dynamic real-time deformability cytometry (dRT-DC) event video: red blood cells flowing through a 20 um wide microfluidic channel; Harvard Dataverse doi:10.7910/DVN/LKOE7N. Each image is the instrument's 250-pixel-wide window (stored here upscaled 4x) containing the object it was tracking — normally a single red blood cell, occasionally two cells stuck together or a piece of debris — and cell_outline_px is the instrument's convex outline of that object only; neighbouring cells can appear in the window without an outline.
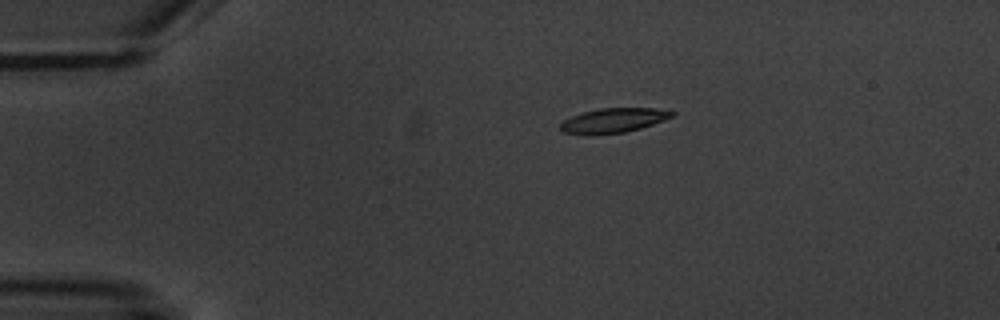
{"species": "common noctule bat (a hibernating species)", "species_latin": "Nyctalus noctula", "temperature_condition": "warm", "stored_images_in_passage": 7, "camera_frame_rate_fps": 3000, "um_per_image_px": 0.085, "animal": {"sex": "male", "body_mass_g": 20.1, "forearm_length_mm": 53.5}, "frame": {"image": 1, "passage_image": 4, "time_ms": 3.667, "image_size_px": [1000, 320], "cell_outline_px": [[676, 116], [640, 128], [624, 132], [592, 136], [584, 136], [564, 132], [560, 128], [560, 124], [564, 120], [572, 116], [584, 112], [600, 108], [656, 108], [676, 112]], "centroid_in_image_um": [52.14, 10.25], "position_along_channel_um": 32.9, "area_um2": 16.18}}
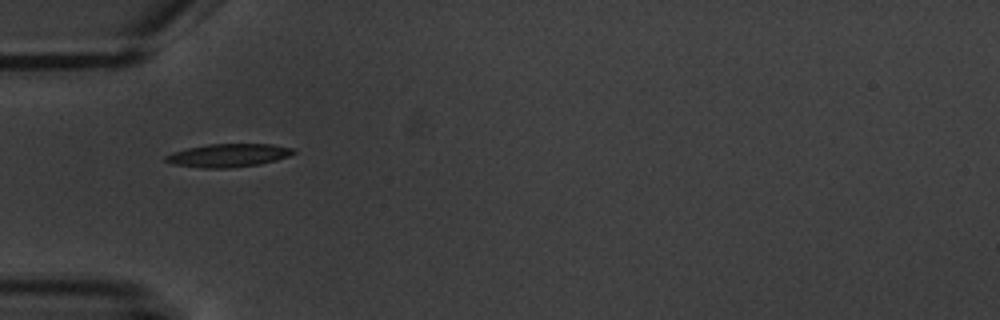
{"frame": {"image": 2, "passage_image": 6, "time_ms": 6.0, "image_size_px": [1000, 320], "cell_outline_px": [[296, 152], [288, 156], [276, 160], [260, 164], [228, 168], [204, 168], [172, 164], [164, 160], [164, 156], [172, 152], [188, 148], [208, 144], [272, 144], [292, 148]], "centroid_in_image_um": [19.38, 13.2], "position_along_channel_um": 65.6, "area_um2": 17.22}}